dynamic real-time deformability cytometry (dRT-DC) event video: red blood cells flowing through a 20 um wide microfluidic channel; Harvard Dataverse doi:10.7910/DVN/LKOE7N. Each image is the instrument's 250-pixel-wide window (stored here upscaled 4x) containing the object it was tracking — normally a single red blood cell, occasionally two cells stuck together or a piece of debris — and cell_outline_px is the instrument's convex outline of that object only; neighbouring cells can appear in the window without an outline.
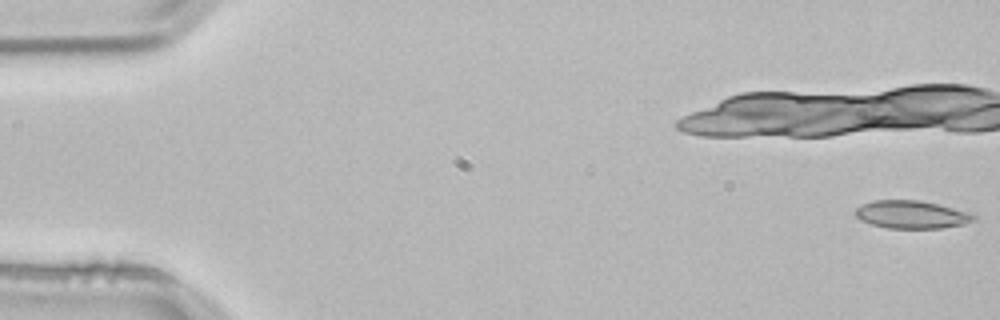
{"species": "common noctule bat (a hibernating species)", "species_latin": "Nyctalus noctula", "temperature_condition": "room temperature", "stored_images_in_passage": 11, "camera_frame_rate_fps": 3000, "um_per_image_px": 0.085, "animal": {"sex": "male", "body_mass_g": 21.5, "forearm_length_mm": 52.0}, "frame": {"image": 1, "passage_image": 1, "time_ms": 0.0, "image_size_px": [1000, 320], "cell_outline_px": [[976, 220], [964, 224], [940, 228], [888, 228], [872, 224], [860, 220], [856, 216], [856, 208], [872, 200], [920, 200], [936, 204], [964, 212], [976, 216]], "centroid_in_image_um": [77.44, 18.24], "position_along_channel_um": 7.6, "area_um2": 18.84}}